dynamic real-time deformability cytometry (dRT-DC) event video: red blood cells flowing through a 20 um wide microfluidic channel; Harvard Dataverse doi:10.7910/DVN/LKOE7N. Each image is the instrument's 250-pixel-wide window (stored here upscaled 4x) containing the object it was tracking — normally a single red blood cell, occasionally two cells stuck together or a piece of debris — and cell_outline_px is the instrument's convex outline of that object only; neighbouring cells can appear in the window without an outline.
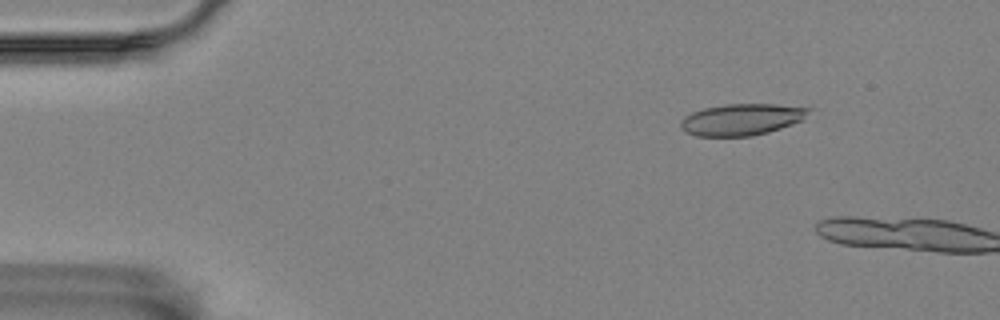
{"species": "Egyptian fruit bat (a non-hibernating species)", "species_latin": "Rousettus aegyptiacus", "temperature_condition": "room temperature", "stored_images_in_passage": 4, "camera_frame_rate_fps": 3000, "um_per_image_px": 0.085, "animal": {"sex": "female"}, "frame": {"image": 1, "passage_image": 1, "time_ms": 0.0, "image_size_px": [1000, 320], "cell_outline_px": [[812, 108], [804, 120], [768, 132], [752, 136], [696, 136], [684, 132], [680, 128], [680, 120], [684, 116], [692, 112], [704, 108], [724, 104], [776, 104]], "centroid_in_image_um": [63.02, 10.15], "position_along_channel_um": 22.0, "area_um2": 23.76}}